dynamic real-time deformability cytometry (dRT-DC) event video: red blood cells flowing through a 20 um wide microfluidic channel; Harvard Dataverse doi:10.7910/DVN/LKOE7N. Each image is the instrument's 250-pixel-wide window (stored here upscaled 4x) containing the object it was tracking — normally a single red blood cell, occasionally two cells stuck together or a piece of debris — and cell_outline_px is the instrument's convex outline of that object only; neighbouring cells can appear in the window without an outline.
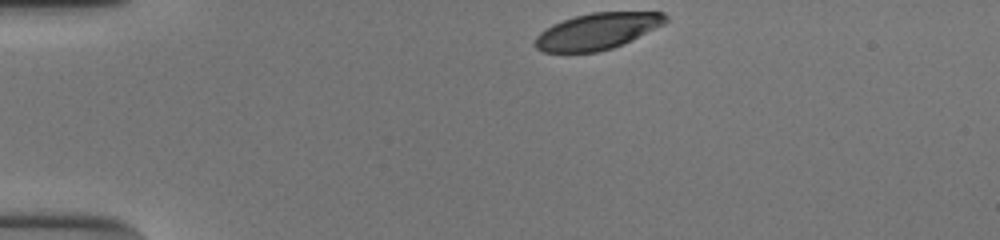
{"species": "human", "species_latin": "Homo sapiens", "temperature_condition": "cold", "stored_images_in_passage": 35, "camera_frame_rate_fps": 3000, "um_per_image_px": 0.085, "donor": {"sex": "male"}, "frame": {"image": 1, "passage_image": 1, "time_ms": 0.0, "image_size_px": [1000, 240], "cell_outline_px": [[668, 20], [664, 24], [624, 44], [612, 48], [596, 52], [544, 52], [536, 48], [532, 44], [536, 36], [540, 32], [552, 24], [576, 16], [592, 12], [664, 12], [668, 16]], "centroid_in_image_um": [50.77, 2.66], "position_along_channel_um": 34.2, "area_um2": 27.69}}
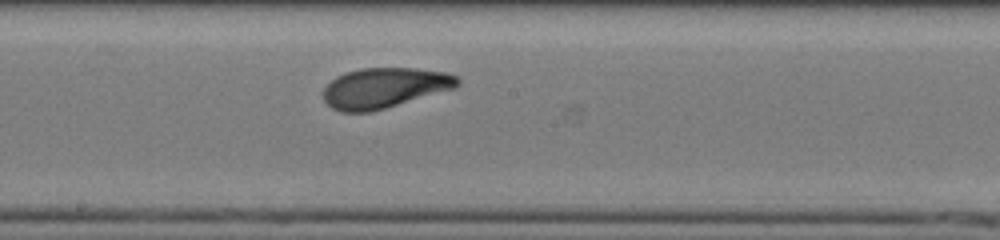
{"frame": {"image": 2, "passage_image": 20, "time_ms": 6.333, "image_size_px": [1000, 240], "cell_outline_px": [[460, 84], [456, 88], [372, 112], [340, 112], [332, 108], [324, 100], [324, 88], [336, 76], [344, 72], [364, 68], [416, 68], [448, 72], [460, 76]], "centroid_in_image_um": [32.73, 7.46], "position_along_channel_um": 215.5, "area_um2": 31.79}}
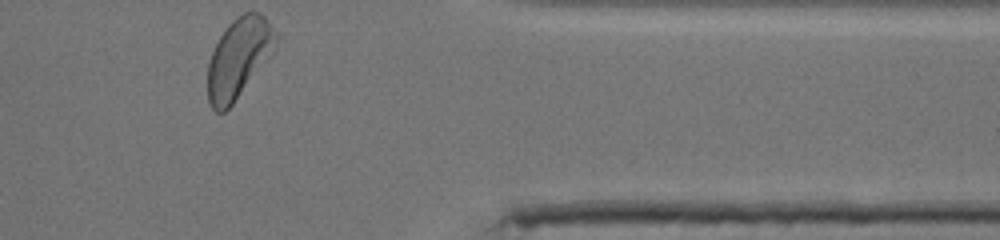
{"frame": {"image": 3, "passage_image": 35, "time_ms": 11.333, "image_size_px": [1000, 240], "cell_outline_px": [[280, 36], [272, 56], [232, 104], [224, 112], [216, 112], [212, 108], [208, 100], [208, 64], [212, 52], [220, 36], [228, 24], [236, 16], [244, 12], [260, 12], [280, 32]], "centroid_in_image_um": [20.35, 4.89], "position_along_channel_um": 391.0, "area_um2": 32.19}, "authors_computed_cell_mechanics": {"area_um2": 31.1542, "velocity_mm_per_s": 3.8127, "shape_relaxation_time_tau1_ms": 2.8157, "shape_relaxation_time_tau2_ms": 1.0871, "deformation_change_tau1": 0.1383, "deformation_change_tau2": 0.0779}}